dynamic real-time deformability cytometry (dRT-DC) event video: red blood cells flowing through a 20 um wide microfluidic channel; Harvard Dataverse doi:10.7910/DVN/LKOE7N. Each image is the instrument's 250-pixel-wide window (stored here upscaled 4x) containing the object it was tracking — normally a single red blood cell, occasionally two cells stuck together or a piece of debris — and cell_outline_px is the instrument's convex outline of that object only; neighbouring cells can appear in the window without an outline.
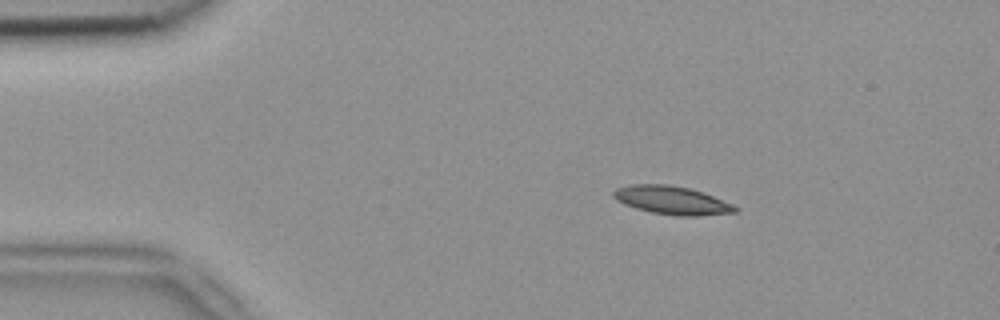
{"species": "common noctule bat (a hibernating species)", "species_latin": "Nyctalus noctula", "temperature_condition": "room temperature", "stored_images_in_passage": 5, "camera_frame_rate_fps": 3000, "um_per_image_px": 0.085, "animal": {"sex": "female", "body_mass_g": 18.4}, "frame": {"image": 1, "passage_image": 2, "time_ms": 0.333, "image_size_px": [1000, 320], "cell_outline_px": [[740, 208], [736, 212], [696, 216], [676, 216], [652, 212], [636, 208], [624, 204], [616, 200], [612, 196], [612, 192], [616, 188], [632, 184], [668, 184], [688, 188], [712, 196], [732, 204]], "centroid_in_image_um": [57.07, 17.02], "position_along_channel_um": 27.9, "area_um2": 19.94}}
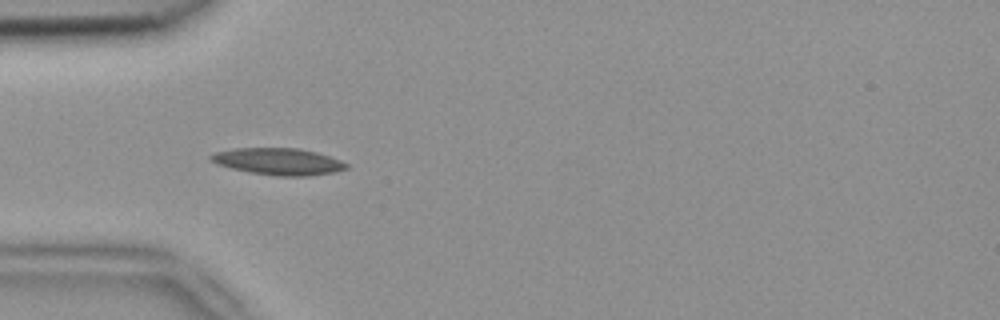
{"frame": {"image": 2, "passage_image": 4, "time_ms": 1.0, "image_size_px": [1000, 320], "cell_outline_px": [[348, 168], [336, 172], [308, 176], [276, 176], [248, 172], [216, 164], [208, 160], [208, 156], [216, 152], [232, 148], [300, 148], [316, 152], [340, 160], [348, 164]], "centroid_in_image_um": [23.64, 13.73], "position_along_channel_um": 61.4, "area_um2": 21.33}}